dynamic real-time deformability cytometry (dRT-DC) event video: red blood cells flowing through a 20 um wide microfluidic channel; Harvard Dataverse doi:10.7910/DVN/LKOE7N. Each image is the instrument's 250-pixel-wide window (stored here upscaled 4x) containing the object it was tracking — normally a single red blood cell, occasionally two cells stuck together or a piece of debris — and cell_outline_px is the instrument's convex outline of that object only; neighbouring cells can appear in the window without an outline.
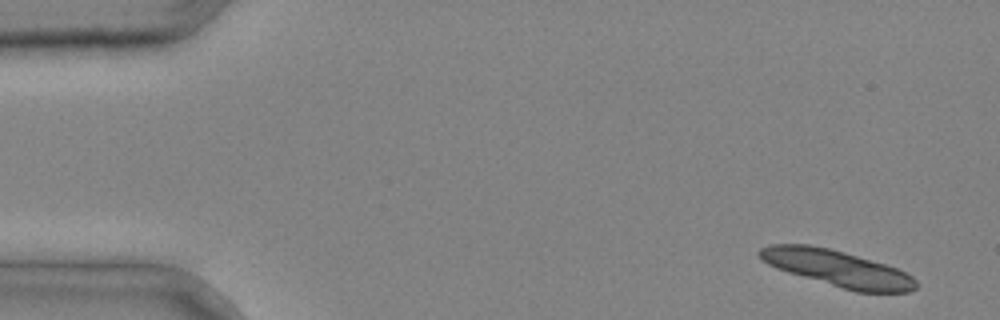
{"species": "common noctule bat (a hibernating species)", "species_latin": "Nyctalus noctula", "temperature_condition": "cold", "stored_images_in_passage": 4, "camera_frame_rate_fps": 3000, "um_per_image_px": 0.085, "animal": {"sex": "male", "body_mass_g": 20.4}, "frame": {"image": 1, "passage_image": 1, "time_ms": 0.0, "image_size_px": [1000, 320], "cell_outline_px": [[916, 288], [908, 292], [856, 292], [788, 272], [776, 268], [768, 264], [756, 252], [760, 248], [772, 244], [808, 244], [828, 248], [844, 252], [884, 264], [896, 268], [912, 276], [916, 280]], "centroid_in_image_um": [71.16, 22.81], "position_along_channel_um": 13.8, "area_um2": 32.6}}